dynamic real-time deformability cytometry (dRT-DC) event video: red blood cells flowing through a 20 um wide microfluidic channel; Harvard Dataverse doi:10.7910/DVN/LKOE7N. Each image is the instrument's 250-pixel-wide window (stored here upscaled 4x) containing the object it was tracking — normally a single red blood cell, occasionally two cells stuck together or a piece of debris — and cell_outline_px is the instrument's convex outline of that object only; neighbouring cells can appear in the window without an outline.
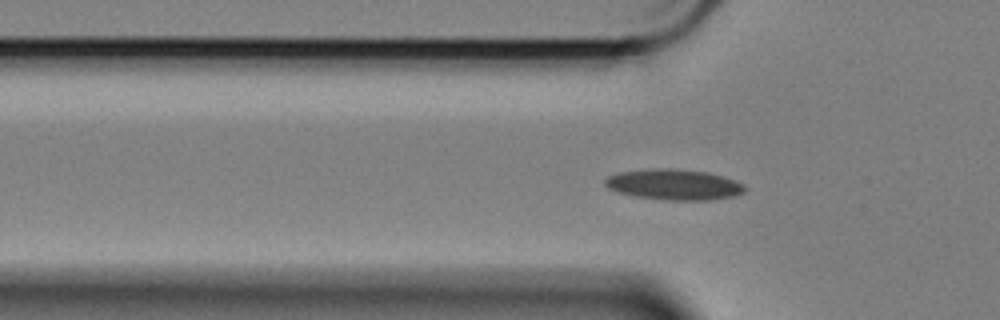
{"species": "Egyptian fruit bat (a non-hibernating species)", "species_latin": "Rousettus aegyptiacus", "temperature_condition": "cold", "stored_images_in_passage": 40, "camera_frame_rate_fps": 3000, "um_per_image_px": 0.085, "animal": {"sex": "female"}, "frame": {"image": 1, "passage_image": 11, "time_ms": 3.333, "image_size_px": [1000, 320], "cell_outline_px": [[748, 188], [744, 192], [736, 196], [708, 200], [664, 200], [632, 196], [616, 192], [608, 188], [604, 184], [604, 180], [608, 176], [616, 172], [656, 168], [676, 168], [708, 172], [724, 176], [736, 180], [744, 184]], "centroid_in_image_um": [57.29, 15.68], "position_along_channel_um": 68.5, "area_um2": 25.55}}
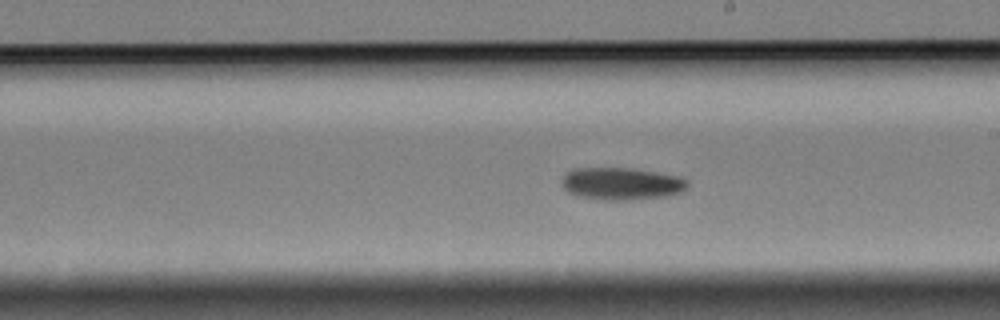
{"frame": {"image": 2, "passage_image": 26, "time_ms": 8.333, "image_size_px": [1000, 320], "cell_outline_px": [[688, 184], [680, 192], [664, 196], [632, 200], [604, 200], [576, 196], [568, 192], [560, 184], [560, 180], [572, 168], [632, 168], [680, 176], [688, 180]], "centroid_in_image_um": [52.78, 15.61], "position_along_channel_um": 236.2, "area_um2": 23.81}}
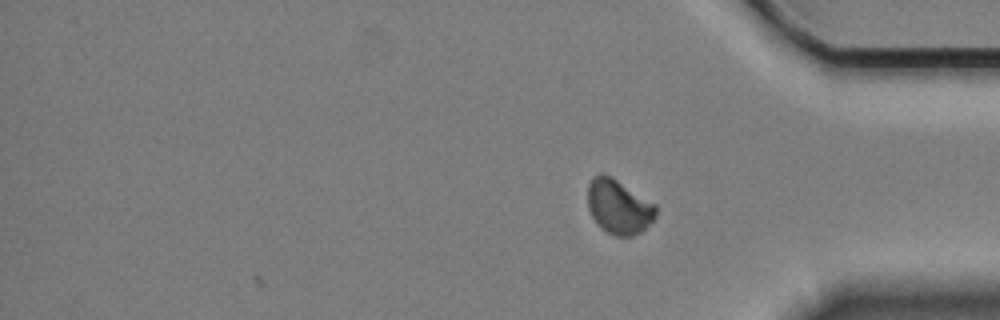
{"frame": {"image": 3, "passage_image": 40, "time_ms": 13.0, "image_size_px": [1000, 320], "cell_outline_px": [[656, 216], [640, 232], [632, 236], [616, 236], [600, 228], [596, 224], [588, 208], [588, 184], [592, 176], [600, 172], [612, 176], [656, 204]], "centroid_in_image_um": [52.56, 17.54], "position_along_channel_um": 382.6, "area_um2": 21.79}, "authors_computed_cell_mechanics": {"area_um2": 23.6402, "velocity_mm_per_s": 3.338, "shape_relaxation_time_tau1_ms": 3.6465, "shape_relaxation_time_tau2_ms": null, "deformation_change_tau1": 0.0624, "deformation_change_tau2": null}}